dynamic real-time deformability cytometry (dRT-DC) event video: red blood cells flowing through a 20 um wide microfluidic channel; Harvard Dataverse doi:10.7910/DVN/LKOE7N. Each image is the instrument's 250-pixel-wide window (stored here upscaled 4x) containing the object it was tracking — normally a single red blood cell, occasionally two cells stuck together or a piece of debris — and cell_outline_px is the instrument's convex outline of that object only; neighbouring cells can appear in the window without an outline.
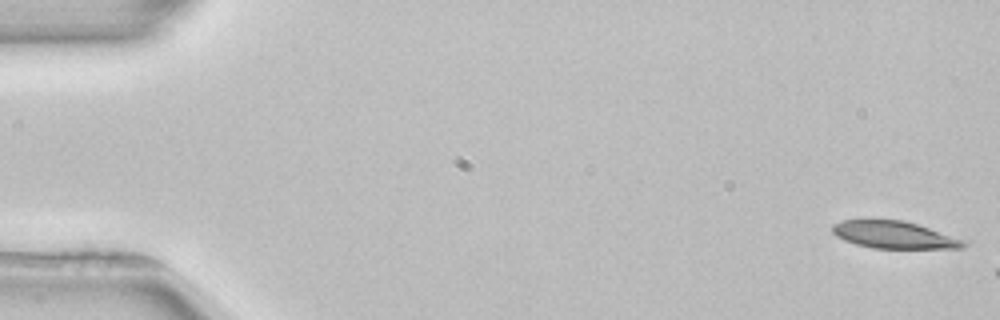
{"species": "common noctule bat (a hibernating species)", "species_latin": "Nyctalus noctula", "temperature_condition": "room temperature", "stored_images_in_passage": 8, "camera_frame_rate_fps": 3000, "um_per_image_px": 0.085, "animal": {"sex": "female", "body_mass_g": 22.7, "forearm_length_mm": 54.2}, "frame": {"image": 1, "passage_image": 1, "time_ms": 0.0, "image_size_px": [1000, 320], "cell_outline_px": [[968, 244], [964, 248], [872, 248], [856, 244], [844, 240], [836, 236], [832, 232], [832, 224], [840, 220], [904, 220], [968, 240]], "centroid_in_image_um": [76.03, 19.96], "position_along_channel_um": 9.0, "area_um2": 20.98}}